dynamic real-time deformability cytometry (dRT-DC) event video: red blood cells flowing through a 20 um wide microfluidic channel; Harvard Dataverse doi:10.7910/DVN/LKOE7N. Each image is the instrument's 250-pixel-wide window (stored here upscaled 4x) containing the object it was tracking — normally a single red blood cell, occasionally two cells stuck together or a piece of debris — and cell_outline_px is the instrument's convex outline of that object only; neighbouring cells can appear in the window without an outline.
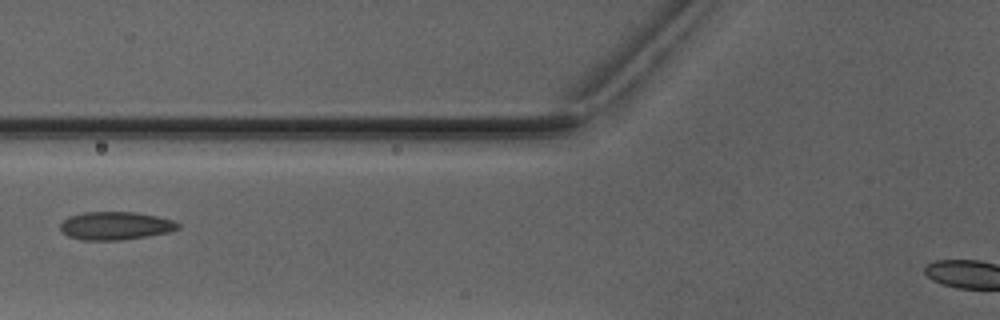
{"species": "Egyptian fruit bat (a non-hibernating species)", "species_latin": "Rousettus aegyptiacus", "temperature_condition": "warm", "stored_images_in_passage": 5, "camera_frame_rate_fps": 3000, "um_per_image_px": 0.085, "animal": {"sex": "male"}, "frame": {"image": 1, "passage_image": 4, "time_ms": 4.667, "image_size_px": [1000, 320], "cell_outline_px": [[180, 228], [168, 232], [120, 240], [80, 240], [68, 236], [60, 228], [60, 224], [68, 216], [84, 212], [136, 212], [156, 216], [172, 220], [180, 224]], "centroid_in_image_um": [9.79, 19.18], "position_along_channel_um": 116.0, "area_um2": 19.13}}
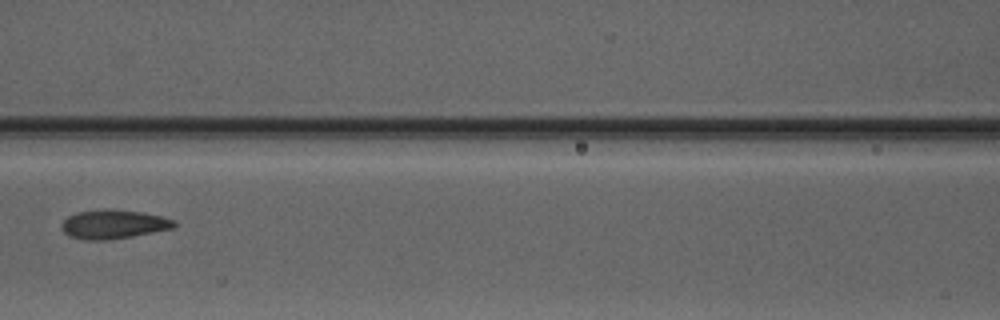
{"frame": {"image": 2, "passage_image": 5, "time_ms": 5.667, "image_size_px": [1000, 320], "cell_outline_px": [[176, 224], [172, 228], [132, 236], [108, 240], [84, 240], [68, 236], [64, 232], [60, 224], [68, 216], [76, 212], [104, 208], [140, 212], [160, 216], [176, 220]], "centroid_in_image_um": [9.59, 19.06], "position_along_channel_um": 157.0, "area_um2": 19.02}}